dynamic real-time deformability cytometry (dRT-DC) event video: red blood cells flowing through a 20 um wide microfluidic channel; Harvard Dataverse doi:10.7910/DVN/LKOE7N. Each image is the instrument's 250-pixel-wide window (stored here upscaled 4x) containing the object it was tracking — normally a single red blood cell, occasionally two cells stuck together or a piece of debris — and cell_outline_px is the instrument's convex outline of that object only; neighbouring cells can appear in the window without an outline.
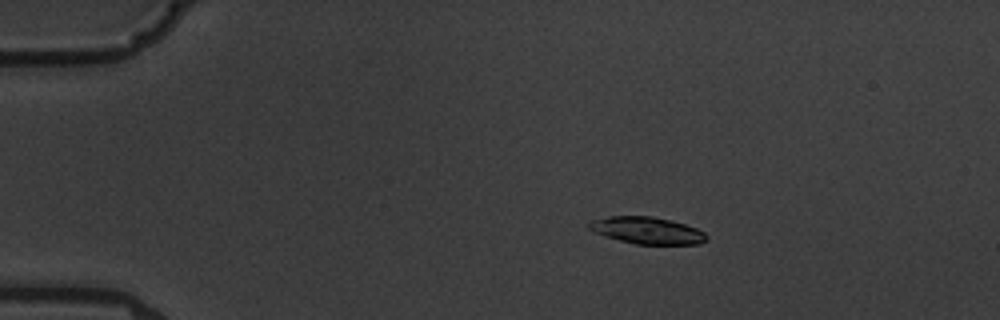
{"species": "common noctule bat (a hibernating species)", "species_latin": "Nyctalus noctula", "temperature_condition": "warm", "stored_images_in_passage": 6, "camera_frame_rate_fps": 3000, "um_per_image_px": 0.085, "animal": {"sex": "male", "body_mass_g": 19.5, "forearm_length_mm": 54.6}, "frame": {"image": 1, "passage_image": 4, "time_ms": 3.333, "image_size_px": [1000, 320], "cell_outline_px": [[708, 236], [700, 244], [636, 244], [620, 240], [592, 232], [588, 228], [588, 224], [592, 220], [608, 216], [652, 216], [672, 220], [696, 228], [704, 232]], "centroid_in_image_um": [54.98, 19.58], "position_along_channel_um": 30.0, "area_um2": 18.38}}